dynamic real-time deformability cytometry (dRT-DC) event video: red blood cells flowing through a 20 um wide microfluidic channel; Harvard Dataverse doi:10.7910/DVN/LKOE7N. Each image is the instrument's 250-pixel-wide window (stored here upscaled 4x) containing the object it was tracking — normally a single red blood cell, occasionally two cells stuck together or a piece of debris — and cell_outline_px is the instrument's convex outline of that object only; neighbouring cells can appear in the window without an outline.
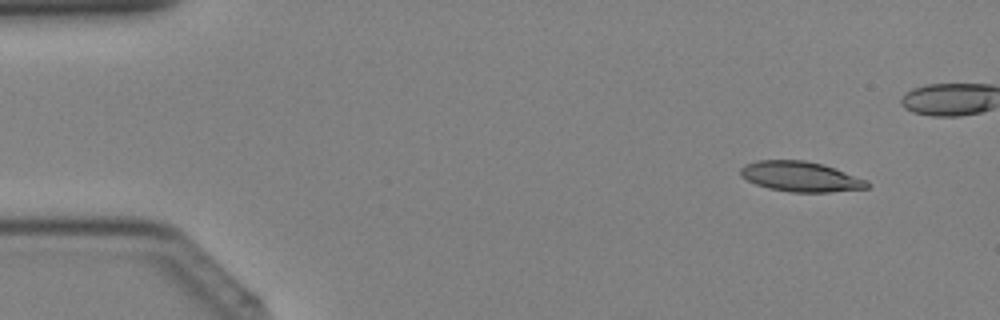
{"species": "Egyptian fruit bat (a non-hibernating species)", "species_latin": "Rousettus aegyptiacus", "temperature_condition": "cold", "stored_images_in_passage": 41, "camera_frame_rate_fps": 3000, "um_per_image_px": 0.085, "animal": {"sex": "female"}, "frame": {"image": 1, "passage_image": 4, "time_ms": 1.0, "image_size_px": [1000, 320], "cell_outline_px": [[868, 188], [828, 192], [792, 192], [768, 188], [756, 184], [740, 176], [740, 168], [744, 164], [756, 160], [804, 160], [820, 164], [868, 180]], "centroid_in_image_um": [68.0, 15.01], "position_along_channel_um": 17.0, "area_um2": 22.02}}
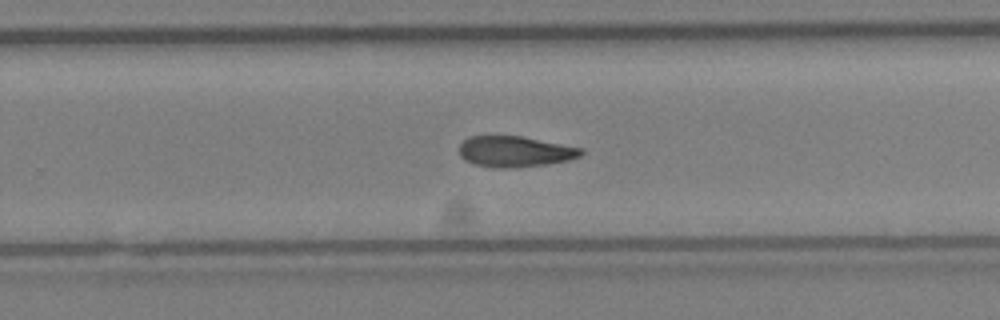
{"frame": {"image": 2, "passage_image": 26, "time_ms": 8.333, "image_size_px": [1000, 320], "cell_outline_px": [[584, 152], [580, 156], [568, 160], [544, 164], [512, 168], [492, 168], [476, 164], [464, 160], [460, 156], [460, 144], [468, 136], [520, 136], [584, 148]], "centroid_in_image_um": [43.76, 12.88], "position_along_channel_um": 286.0, "area_um2": 21.85}}
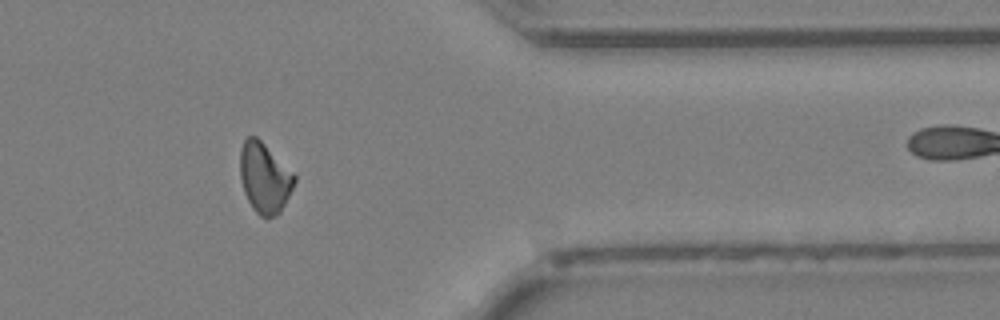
{"frame": {"image": 3, "passage_image": 33, "time_ms": 10.667, "image_size_px": [1000, 320], "cell_outline_px": [[296, 180], [280, 212], [276, 216], [268, 220], [260, 216], [252, 208], [244, 192], [240, 176], [240, 148], [244, 140], [248, 136], [256, 136], [296, 176]], "centroid_in_image_um": [22.46, 15.14], "position_along_channel_um": 388.9, "area_um2": 22.08}}